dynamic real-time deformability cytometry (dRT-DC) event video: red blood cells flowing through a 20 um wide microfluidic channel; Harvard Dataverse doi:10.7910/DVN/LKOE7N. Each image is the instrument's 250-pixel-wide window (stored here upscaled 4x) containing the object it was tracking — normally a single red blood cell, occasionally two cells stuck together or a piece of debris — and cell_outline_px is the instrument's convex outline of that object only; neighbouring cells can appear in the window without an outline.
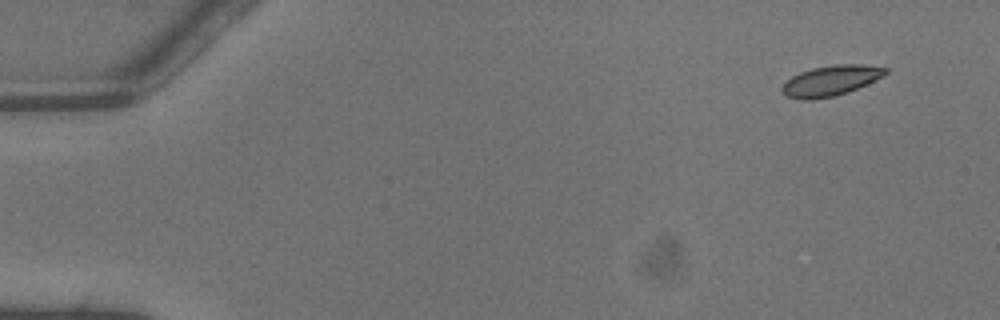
{"species": "common noctule bat (a hibernating species)", "species_latin": "Nyctalus noctula", "temperature_condition": "warm", "stored_images_in_passage": 3, "camera_frame_rate_fps": 3000, "um_per_image_px": 0.085, "animal": {"sex": "male", "body_mass_g": 13.3}, "frame": {"image": 1, "passage_image": 1, "time_ms": 0.0, "image_size_px": [1000, 320], "cell_outline_px": [[888, 72], [884, 76], [848, 92], [836, 96], [812, 100], [800, 100], [784, 96], [780, 88], [792, 76], [800, 72], [812, 68], [836, 64], [860, 64], [888, 68]], "centroid_in_image_um": [70.59, 6.87], "position_along_channel_um": 14.4, "area_um2": 18.44}}
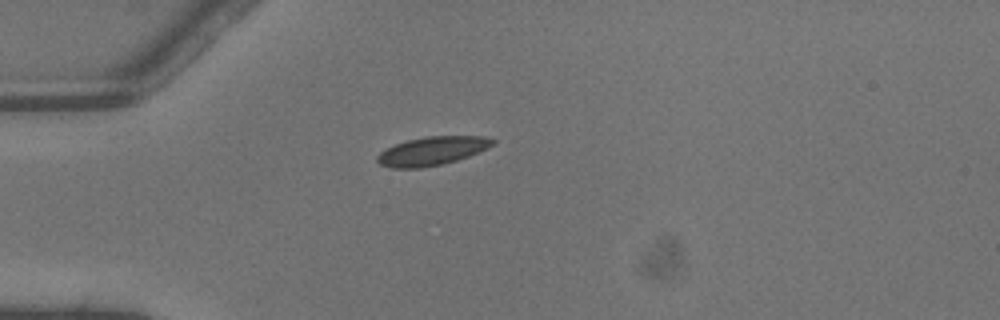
{"frame": {"image": 2, "passage_image": 3, "time_ms": 0.667, "image_size_px": [1000, 320], "cell_outline_px": [[496, 144], [488, 148], [468, 156], [456, 160], [440, 164], [420, 168], [392, 168], [380, 164], [376, 160], [376, 156], [380, 152], [396, 144], [408, 140], [424, 136], [488, 136], [496, 140]], "centroid_in_image_um": [36.76, 12.82], "position_along_channel_um": 48.2, "area_um2": 19.19}}